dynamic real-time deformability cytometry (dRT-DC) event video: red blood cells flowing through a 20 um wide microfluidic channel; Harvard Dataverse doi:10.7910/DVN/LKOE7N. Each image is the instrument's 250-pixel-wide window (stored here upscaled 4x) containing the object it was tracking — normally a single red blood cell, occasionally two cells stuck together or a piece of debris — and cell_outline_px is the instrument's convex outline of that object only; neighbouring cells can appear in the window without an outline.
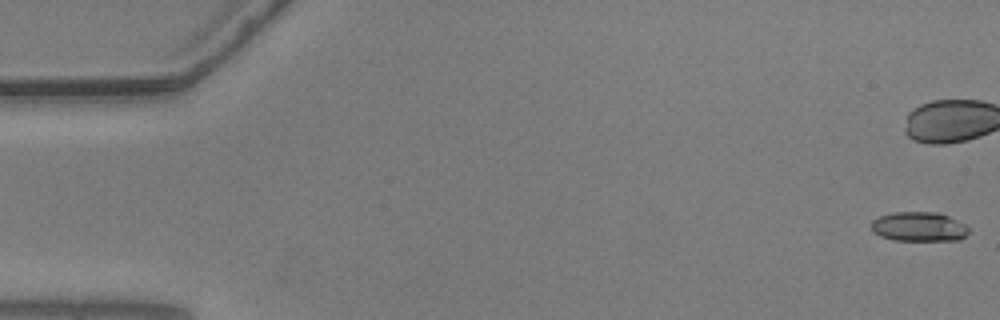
{"species": "common noctule bat (a hibernating species)", "species_latin": "Nyctalus noctula", "temperature_condition": "warm", "stored_images_in_passage": 12, "camera_frame_rate_fps": 3000, "um_per_image_px": 0.085, "animal": {"sex": "male", "body_mass_g": 20.5, "forearm_length_mm": 52.5}, "frame": {"image": 1, "passage_image": 1, "time_ms": 0.0, "image_size_px": [1000, 320], "cell_outline_px": [[968, 232], [960, 240], [892, 240], [880, 236], [872, 232], [872, 220], [880, 216], [892, 212], [936, 212], [948, 216], [964, 224], [968, 228]], "centroid_in_image_um": [78.07, 19.27], "position_along_channel_um": 6.9, "area_um2": 16.65}}